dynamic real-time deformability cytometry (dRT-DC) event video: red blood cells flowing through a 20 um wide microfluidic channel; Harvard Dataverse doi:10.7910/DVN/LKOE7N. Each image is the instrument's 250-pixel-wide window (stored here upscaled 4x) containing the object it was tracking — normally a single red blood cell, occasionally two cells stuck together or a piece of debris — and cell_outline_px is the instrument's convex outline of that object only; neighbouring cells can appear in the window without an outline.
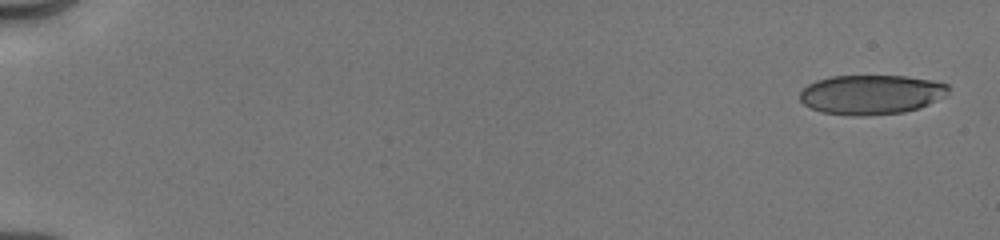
{"species": "human", "species_latin": "Homo sapiens", "temperature_condition": "cold", "stored_images_in_passage": 24, "camera_frame_rate_fps": 3000, "um_per_image_px": 0.085, "donor": {"sex": "male"}, "frame": {"image": 1, "passage_image": 1, "time_ms": 0.0, "image_size_px": [1000, 240], "cell_outline_px": [[948, 96], [928, 104], [904, 112], [864, 116], [852, 116], [820, 112], [804, 104], [800, 100], [800, 92], [808, 84], [816, 80], [832, 76], [904, 76], [932, 80], [948, 84]], "centroid_in_image_um": [74.05, 8.04], "position_along_channel_um": 10.9, "area_um2": 34.33}}
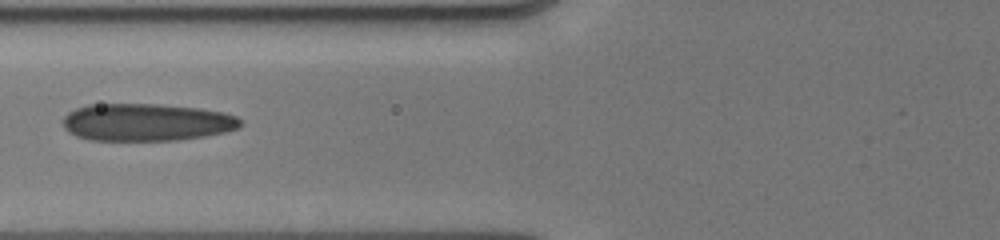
{"frame": {"image": 2, "passage_image": 17, "time_ms": 7.0, "image_size_px": [1000, 240], "cell_outline_px": [[244, 124], [240, 128], [224, 132], [204, 136], [180, 140], [88, 140], [76, 136], [68, 132], [64, 128], [64, 116], [68, 112], [76, 108], [88, 104], [160, 104], [200, 108], [224, 112], [236, 116]], "centroid_in_image_um": [12.46, 10.39], "position_along_channel_um": 113.3, "area_um2": 39.02}}
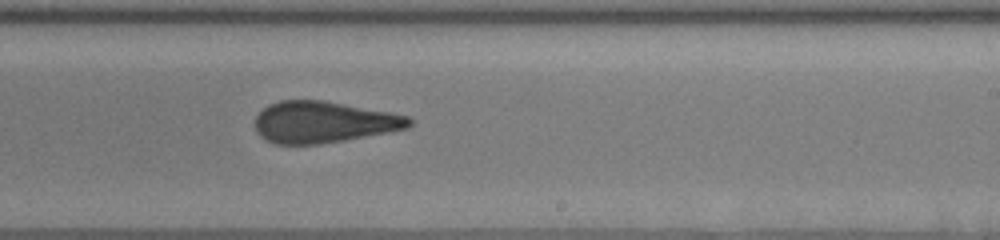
{"frame": {"image": 3, "passage_image": 24, "time_ms": 10.667, "image_size_px": [1000, 240], "cell_outline_px": [[412, 124], [408, 128], [388, 132], [344, 140], [320, 144], [276, 144], [264, 140], [256, 132], [256, 116], [268, 104], [280, 100], [324, 100], [392, 112], [408, 116], [412, 120]], "centroid_in_image_um": [27.5, 10.37], "position_along_channel_um": 261.5, "area_um2": 37.4}}